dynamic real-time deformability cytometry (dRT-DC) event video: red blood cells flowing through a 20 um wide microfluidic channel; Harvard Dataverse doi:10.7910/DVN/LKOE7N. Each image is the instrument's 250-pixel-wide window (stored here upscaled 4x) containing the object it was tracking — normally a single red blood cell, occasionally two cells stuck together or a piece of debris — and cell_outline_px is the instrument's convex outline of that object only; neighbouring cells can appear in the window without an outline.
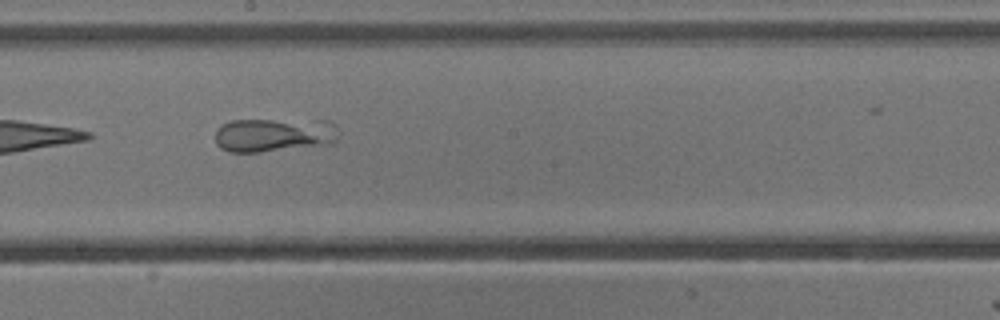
{"species": "common noctule bat (a hibernating species)", "species_latin": "Nyctalus noctula", "temperature_condition": "cold", "stored_images_in_passage": 6, "camera_frame_rate_fps": 3000, "um_per_image_px": 0.085, "animal": {"sex": "male", "body_mass_g": 13.3}, "frame": {"image": 1, "passage_image": 5, "time_ms": 1.333, "image_size_px": [1000, 320], "cell_outline_px": [[340, 132], [336, 140], [312, 144], [260, 152], [228, 152], [220, 148], [216, 144], [216, 132], [224, 124], [232, 120], [332, 120], [336, 124]], "centroid_in_image_um": [23.27, 11.43], "position_along_channel_um": 224.9, "area_um2": 23.81}}
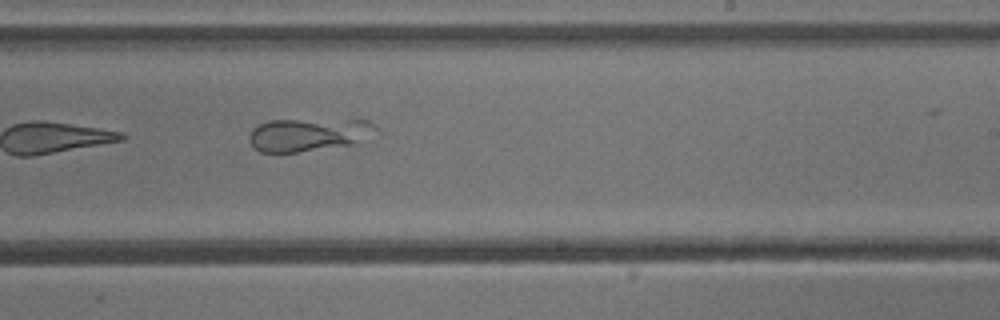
{"frame": {"image": 2, "passage_image": 6, "time_ms": 1.667, "image_size_px": [1000, 320], "cell_outline_px": [[376, 128], [352, 144], [296, 152], [260, 152], [252, 148], [248, 140], [248, 136], [252, 128], [268, 120], [368, 120]], "centroid_in_image_um": [26.05, 11.44], "position_along_channel_um": 262.9, "area_um2": 23.81}}